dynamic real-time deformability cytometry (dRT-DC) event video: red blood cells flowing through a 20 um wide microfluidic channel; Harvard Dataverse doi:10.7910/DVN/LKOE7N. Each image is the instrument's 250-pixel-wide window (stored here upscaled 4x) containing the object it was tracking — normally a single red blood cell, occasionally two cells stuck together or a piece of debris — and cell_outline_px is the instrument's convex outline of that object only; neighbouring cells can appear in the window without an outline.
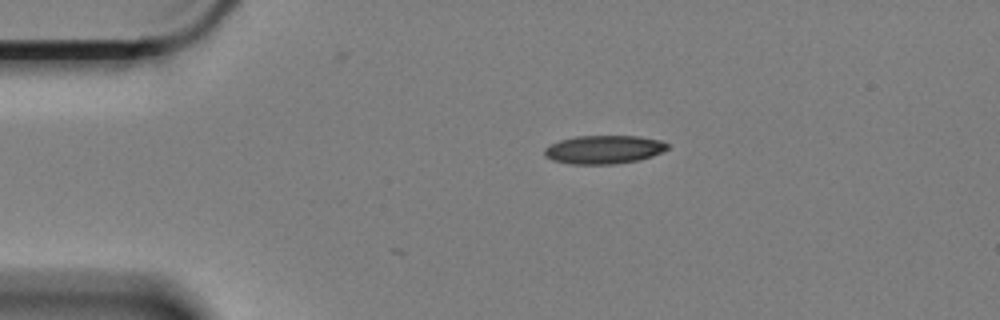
{"species": "Egyptian fruit bat (a non-hibernating species)", "species_latin": "Rousettus aegyptiacus", "temperature_condition": "cold", "stored_images_in_passage": 3, "camera_frame_rate_fps": 3000, "um_per_image_px": 0.085, "animal": {"sex": "female"}, "frame": {"image": 1, "passage_image": 1, "time_ms": 0.0, "image_size_px": [1000, 320], "cell_outline_px": [[668, 148], [664, 152], [640, 160], [616, 164], [572, 164], [552, 160], [544, 156], [544, 148], [560, 140], [576, 136], [640, 136], [660, 140], [668, 144]], "centroid_in_image_um": [51.35, 12.71], "position_along_channel_um": 33.7, "area_um2": 20.52}}